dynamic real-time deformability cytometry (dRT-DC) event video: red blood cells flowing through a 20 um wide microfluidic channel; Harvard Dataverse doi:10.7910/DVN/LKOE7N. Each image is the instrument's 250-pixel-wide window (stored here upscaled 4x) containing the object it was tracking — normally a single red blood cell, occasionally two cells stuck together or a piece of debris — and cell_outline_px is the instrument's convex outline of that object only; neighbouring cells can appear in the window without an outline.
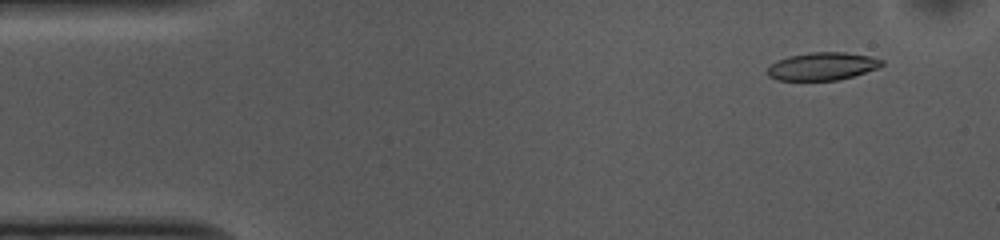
{"species": "common noctule bat (a hibernating species)", "species_latin": "Nyctalus noctula", "temperature_condition": "cold", "stored_images_in_passage": 52, "camera_frame_rate_fps": 3000, "um_per_image_px": 0.085, "animal": {"sex": "female", "body_mass_g": 10.0, "forearm_length_mm": 53.1}, "frame": {"image": 1, "passage_image": 4, "time_ms": 1.0, "image_size_px": [1000, 240], "cell_outline_px": [[884, 64], [880, 68], [852, 76], [836, 80], [776, 80], [768, 76], [764, 72], [776, 60], [788, 56], [808, 52], [844, 52], [868, 56], [884, 60]], "centroid_in_image_um": [69.88, 5.63], "position_along_channel_um": 15.1, "area_um2": 18.67}}
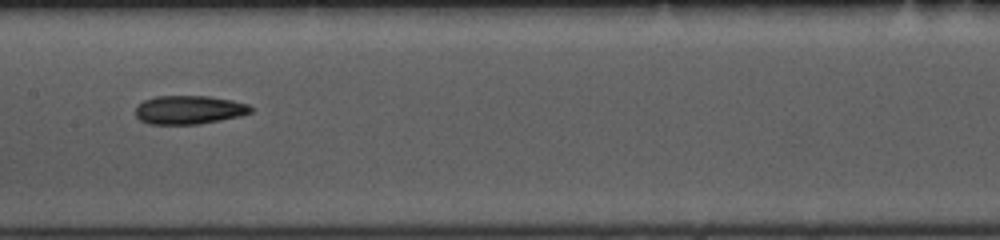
{"frame": {"image": 2, "passage_image": 25, "time_ms": 8.0, "image_size_px": [1000, 240], "cell_outline_px": [[252, 112], [240, 116], [200, 124], [148, 124], [140, 120], [136, 116], [136, 104], [144, 100], [156, 96], [208, 96], [232, 100], [248, 104], [252, 108]], "centroid_in_image_um": [16.05, 9.33], "position_along_channel_um": 191.3, "area_um2": 19.31}}
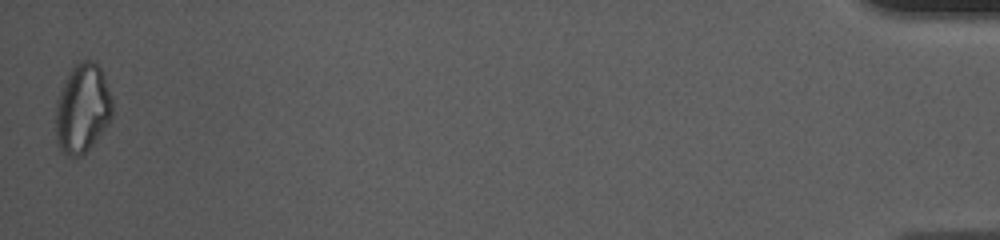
{"frame": {"image": 3, "passage_image": 52, "time_ms": 17.0, "image_size_px": [1000, 240], "cell_outline_px": [[112, 116], [108, 124], [88, 148], [80, 156], [68, 156], [60, 148], [56, 136], [56, 100], [72, 68], [80, 60], [92, 60], [100, 68], [104, 76], [112, 100]], "centroid_in_image_um": [7.01, 9.21], "position_along_channel_um": 428.2, "area_um2": 28.84}, "authors_computed_cell_mechanics": {"area_um2": 19.5942, "velocity_mm_per_s": 3.721, "shape_relaxation_time_tau1_ms": 10.9498, "shape_relaxation_time_tau2_ms": 9.3347, "deformation_change_tau1": 0.2138, "deformation_change_tau2": 0.2069}}